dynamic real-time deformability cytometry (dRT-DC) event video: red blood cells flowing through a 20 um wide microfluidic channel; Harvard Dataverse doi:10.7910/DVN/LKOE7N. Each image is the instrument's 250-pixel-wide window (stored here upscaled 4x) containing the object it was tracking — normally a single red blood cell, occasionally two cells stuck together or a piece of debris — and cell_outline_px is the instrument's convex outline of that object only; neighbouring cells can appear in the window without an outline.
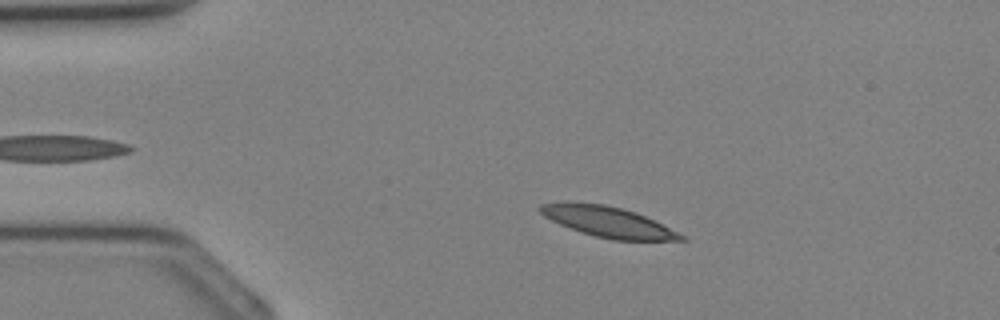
{"species": "Egyptian fruit bat (a non-hibernating species)", "species_latin": "Rousettus aegyptiacus", "temperature_condition": "cold", "stored_images_in_passage": 35, "camera_frame_rate_fps": 3000, "um_per_image_px": 0.085, "animal": {"sex": "female"}, "frame": {"image": 1, "passage_image": 6, "time_ms": 1.667, "image_size_px": [1000, 320], "cell_outline_px": [[688, 240], [612, 240], [580, 232], [560, 224], [544, 216], [536, 208], [540, 204], [564, 200], [604, 204], [636, 212], [688, 236]], "centroid_in_image_um": [51.65, 18.83], "position_along_channel_um": 33.4, "area_um2": 25.37}}
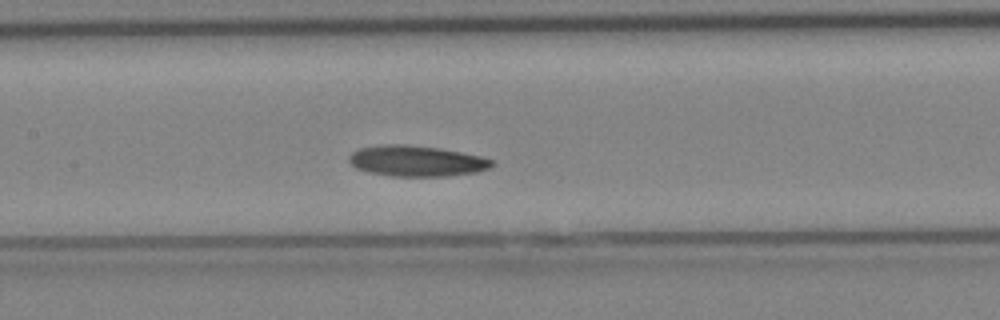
{"frame": {"image": 2, "passage_image": 16, "time_ms": 5.0, "image_size_px": [1000, 320], "cell_outline_px": [[496, 164], [488, 168], [476, 172], [448, 176], [392, 176], [368, 172], [356, 168], [348, 160], [348, 156], [352, 152], [360, 148], [384, 144], [408, 144], [440, 148], [480, 156], [492, 160]], "centroid_in_image_um": [35.39, 13.68], "position_along_channel_um": 172.0, "area_um2": 25.66}}
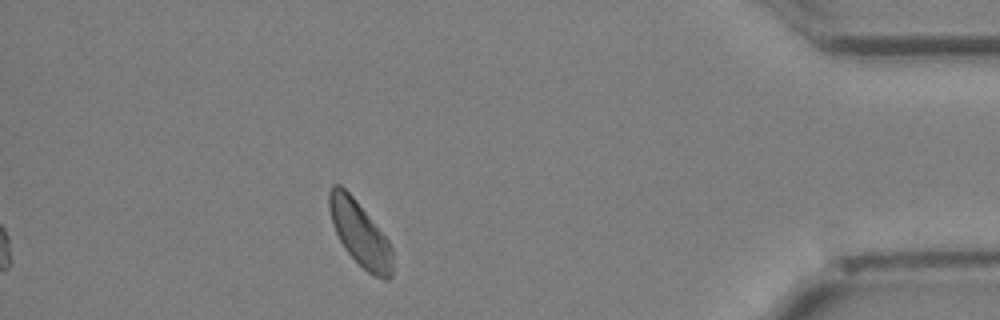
{"frame": {"image": 3, "passage_image": 31, "time_ms": 10.0, "image_size_px": [1000, 320], "cell_outline_px": [[392, 276], [388, 280], [384, 280], [368, 272], [344, 248], [332, 224], [328, 208], [328, 192], [332, 184], [340, 184], [356, 200], [388, 240], [392, 248]], "centroid_in_image_um": [30.57, 19.84], "position_along_channel_um": 404.6, "area_um2": 23.64}}